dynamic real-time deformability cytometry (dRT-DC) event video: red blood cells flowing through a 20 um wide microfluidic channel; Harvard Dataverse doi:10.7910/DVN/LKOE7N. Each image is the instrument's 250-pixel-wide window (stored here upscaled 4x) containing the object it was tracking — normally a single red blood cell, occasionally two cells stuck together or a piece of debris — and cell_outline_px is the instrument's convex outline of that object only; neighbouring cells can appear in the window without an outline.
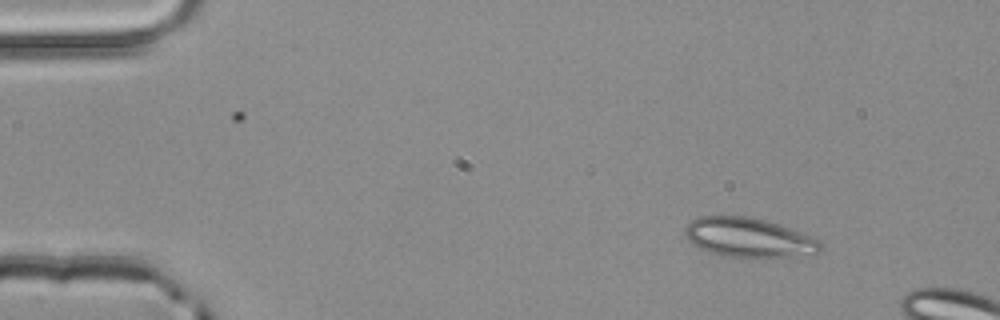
{"species": "common noctule bat (a hibernating species)", "species_latin": "Nyctalus noctula", "temperature_condition": "room temperature", "stored_images_in_passage": 3, "camera_frame_rate_fps": 3000, "um_per_image_px": 0.085, "animal": {"sex": "male", "body_mass_g": 20.4}, "frame": {"image": 1, "passage_image": 1, "time_ms": 0.0, "image_size_px": [1000, 320], "cell_outline_px": [[824, 248], [820, 252], [788, 256], [732, 256], [712, 252], [700, 248], [692, 244], [684, 236], [684, 228], [696, 216], [748, 216], [768, 220], [804, 232], [820, 240]], "centroid_in_image_um": [63.66, 20.15], "position_along_channel_um": 21.3, "area_um2": 30.98}}